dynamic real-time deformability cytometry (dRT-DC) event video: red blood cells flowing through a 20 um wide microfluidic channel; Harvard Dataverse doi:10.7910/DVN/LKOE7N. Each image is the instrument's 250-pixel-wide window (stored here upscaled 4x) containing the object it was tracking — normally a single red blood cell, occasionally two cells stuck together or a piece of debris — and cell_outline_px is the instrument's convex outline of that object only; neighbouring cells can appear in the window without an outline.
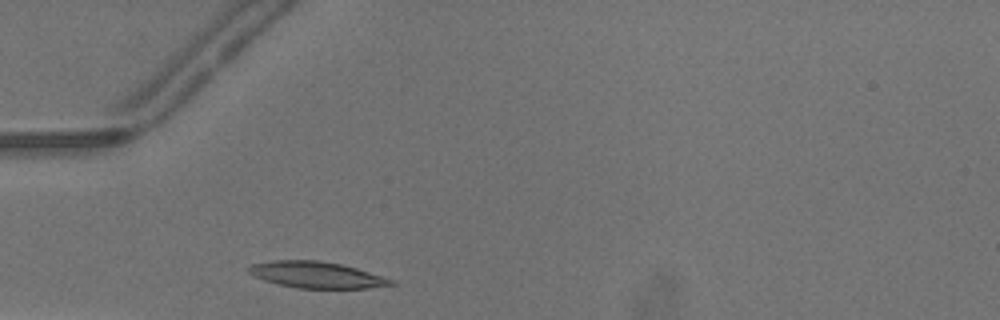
{"species": "common noctule bat (a hibernating species)", "species_latin": "Nyctalus noctula", "temperature_condition": "warm", "stored_images_in_passage": 25, "camera_frame_rate_fps": 3000, "um_per_image_px": 0.085, "animal": {"sex": "male", "body_mass_g": 13.3}, "frame": {"image": 1, "passage_image": 2, "time_ms": 0.333, "image_size_px": [1000, 320], "cell_outline_px": [[396, 284], [368, 288], [296, 288], [264, 280], [252, 276], [244, 268], [252, 264], [272, 260], [320, 260], [340, 264], [356, 268], [392, 280]], "centroid_in_image_um": [26.82, 23.35], "position_along_channel_um": 58.2, "area_um2": 21.73}}
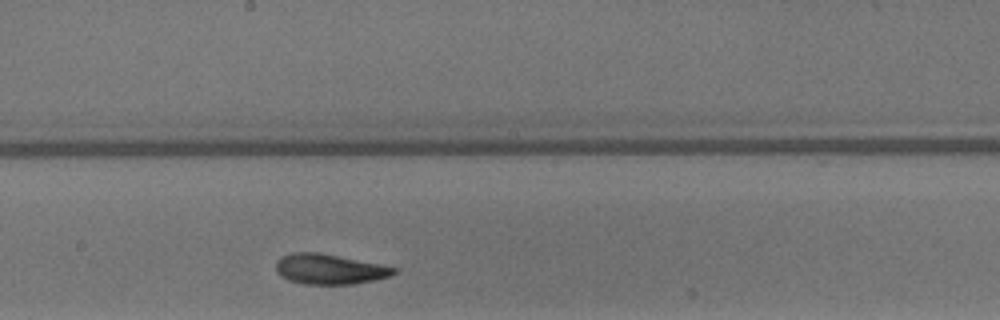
{"frame": {"image": 2, "passage_image": 14, "time_ms": 4.333, "image_size_px": [1000, 320], "cell_outline_px": [[396, 272], [388, 276], [372, 280], [352, 284], [304, 284], [288, 280], [280, 276], [276, 272], [276, 260], [280, 256], [292, 252], [316, 252], [380, 264], [396, 268]], "centroid_in_image_um": [27.92, 22.87], "position_along_channel_um": 220.3, "area_um2": 20.58}}
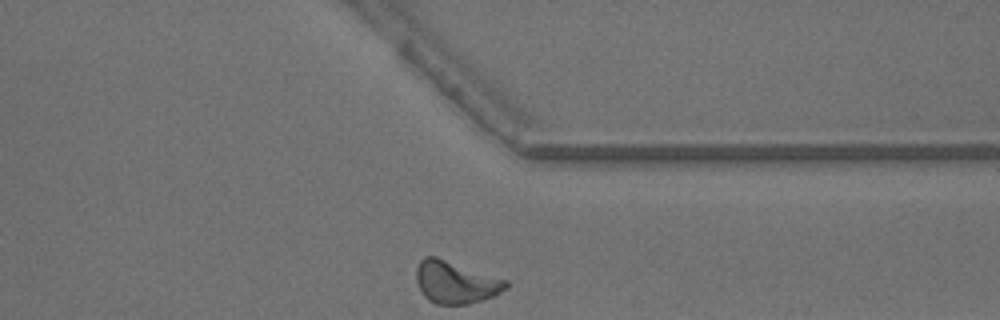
{"frame": {"image": 3, "passage_image": 25, "time_ms": 8.0, "image_size_px": [1000, 320], "cell_outline_px": [[508, 288], [492, 296], [468, 304], [436, 304], [428, 300], [424, 296], [416, 280], [416, 268], [420, 260], [424, 256], [436, 256], [508, 280]], "centroid_in_image_um": [38.71, 23.98], "position_along_channel_um": 372.7, "area_um2": 22.08}, "authors_computed_cell_mechanics": {"area_um2": 21.097, "velocity_mm_per_s": 4.2069, "shape_relaxation_time_tau1_ms": 2.8968, "shape_relaxation_time_tau2_ms": 2.2255, "deformation_change_tau1": 0.1429, "deformation_change_tau2": 0.0971}}